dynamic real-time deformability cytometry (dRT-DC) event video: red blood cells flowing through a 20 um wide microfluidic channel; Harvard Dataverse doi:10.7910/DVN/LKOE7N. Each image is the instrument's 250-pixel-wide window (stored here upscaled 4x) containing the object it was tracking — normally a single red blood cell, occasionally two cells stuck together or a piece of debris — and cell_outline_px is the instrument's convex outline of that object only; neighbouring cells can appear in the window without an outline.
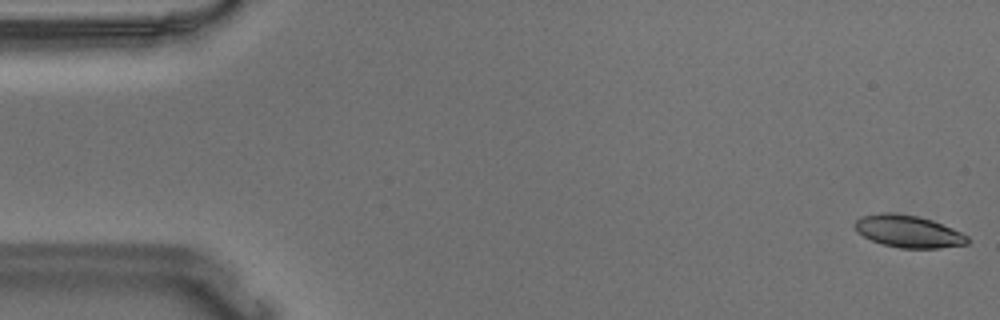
{"species": "Egyptian fruit bat (a non-hibernating species)", "species_latin": "Rousettus aegyptiacus", "temperature_condition": "warm", "stored_images_in_passage": 55, "camera_frame_rate_fps": 3000, "um_per_image_px": 0.085, "animal": {"sex": "male"}, "frame": {"image": 1, "passage_image": 1, "time_ms": 0.0, "image_size_px": [1000, 320], "cell_outline_px": [[968, 244], [940, 248], [900, 248], [880, 244], [856, 232], [852, 224], [860, 216], [880, 212], [888, 212], [916, 216], [932, 220], [952, 228], [968, 236]], "centroid_in_image_um": [77.15, 19.67], "position_along_channel_um": 7.8, "area_um2": 21.27}}
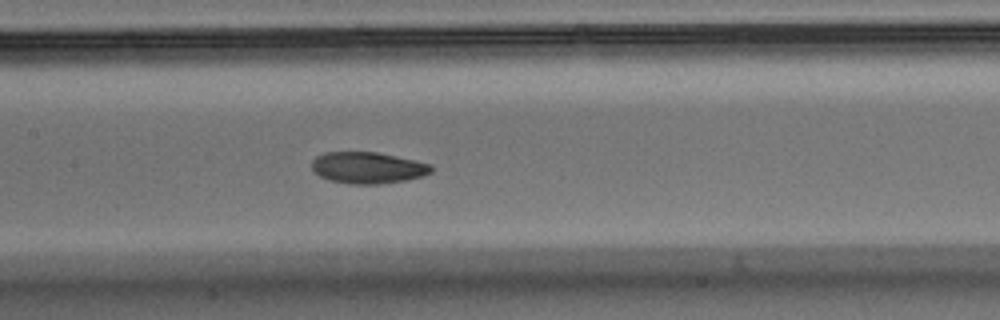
{"frame": {"image": 2, "passage_image": 26, "time_ms": 8.333, "image_size_px": [1000, 320], "cell_outline_px": [[432, 172], [424, 176], [404, 180], [380, 184], [348, 184], [328, 180], [312, 172], [312, 160], [316, 156], [324, 152], [376, 152], [396, 156], [432, 164]], "centroid_in_image_um": [31.23, 14.26], "position_along_channel_um": 176.2, "area_um2": 22.08}}
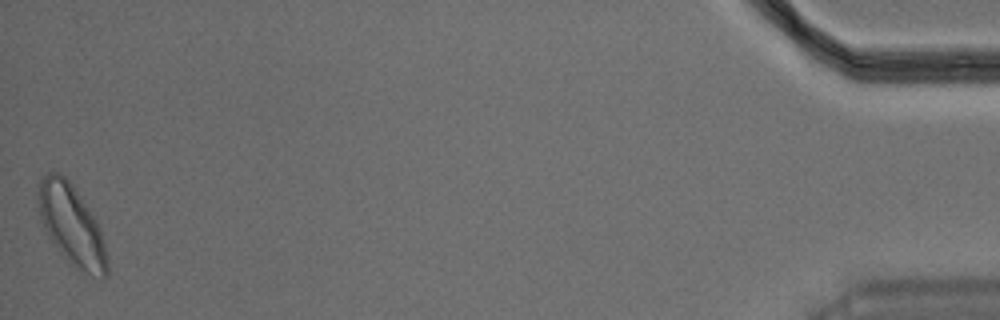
{"frame": {"image": 3, "passage_image": 55, "time_ms": 18.0, "image_size_px": [1000, 320], "cell_outline_px": [[108, 276], [92, 276], [76, 268], [60, 252], [48, 236], [40, 216], [36, 196], [36, 192], [40, 180], [48, 172], [60, 172], [72, 184], [96, 220], [100, 228], [108, 256]], "centroid_in_image_um": [6.08, 19.12], "position_along_channel_um": 429.1, "area_um2": 32.19}, "authors_computed_cell_mechanics": {"area_um2": 22.3108, "velocity_mm_per_s": 3.6213, "shape_relaxation_time_tau1_ms": 3.1584, "shape_relaxation_time_tau2_ms": 4.0803, "deformation_change_tau1": 0.1087, "deformation_change_tau2": 0.0986}}